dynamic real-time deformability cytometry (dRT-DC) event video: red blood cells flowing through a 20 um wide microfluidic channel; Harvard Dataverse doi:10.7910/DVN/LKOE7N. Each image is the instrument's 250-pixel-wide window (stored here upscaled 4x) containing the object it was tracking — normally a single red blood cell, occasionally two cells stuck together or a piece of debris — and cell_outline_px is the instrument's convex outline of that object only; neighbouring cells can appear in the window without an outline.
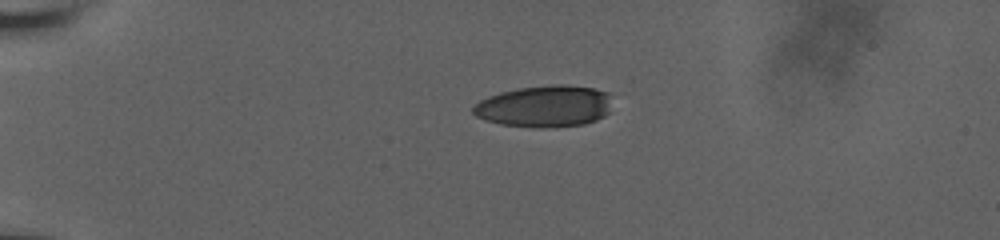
{"species": "human", "species_latin": "Homo sapiens", "temperature_condition": "room temperature", "stored_images_in_passage": 45, "camera_frame_rate_fps": 3000, "um_per_image_px": 0.085, "donor": {"sex": "male"}, "frame": {"image": 1, "passage_image": 1, "time_ms": 0.0, "image_size_px": [1000, 240], "cell_outline_px": [[612, 112], [596, 120], [584, 124], [556, 128], [536, 128], [500, 124], [484, 120], [476, 116], [472, 112], [472, 108], [480, 100], [488, 96], [500, 92], [520, 88], [552, 84], [564, 84], [596, 88], [608, 92]], "centroid_in_image_um": [46.32, 9.04], "position_along_channel_um": 38.7, "area_um2": 34.33}}
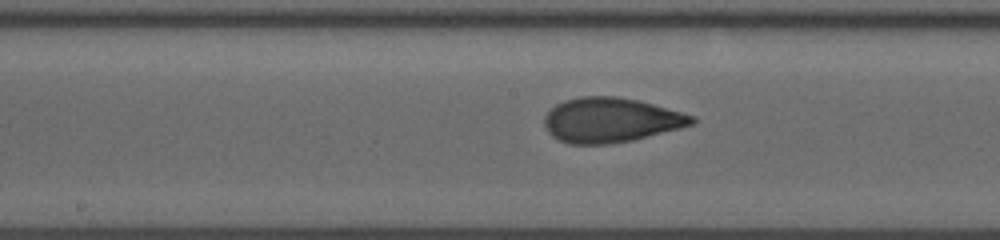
{"frame": {"image": 2, "passage_image": 19, "time_ms": 6.0, "image_size_px": [1000, 240], "cell_outline_px": [[696, 124], [632, 140], [608, 144], [568, 144], [552, 136], [548, 132], [544, 124], [544, 116], [556, 104], [564, 100], [580, 96], [616, 96], [640, 100], [696, 116]], "centroid_in_image_um": [51.93, 10.2], "position_along_channel_um": 196.3, "area_um2": 38.61}}
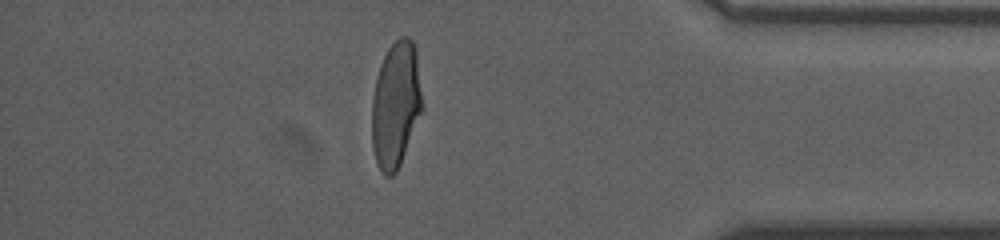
{"frame": {"image": 3, "passage_image": 38, "time_ms": 12.333, "image_size_px": [1000, 240], "cell_outline_px": [[424, 108], [400, 164], [396, 172], [392, 176], [384, 176], [380, 172], [376, 164], [372, 148], [372, 96], [380, 64], [388, 48], [400, 36], [408, 36], [412, 40], [416, 48]], "centroid_in_image_um": [33.65, 8.91], "position_along_channel_um": 401.6, "area_um2": 37.57}, "authors_computed_cell_mechanics": {"area_um2": 37.1654, "velocity_mm_per_s": 3.6621, "shape_relaxation_time_tau1_ms": 5.6994, "shape_relaxation_time_tau2_ms": 1.0354, "deformation_change_tau1": 0.1885, "deformation_change_tau2": 0.0726}}